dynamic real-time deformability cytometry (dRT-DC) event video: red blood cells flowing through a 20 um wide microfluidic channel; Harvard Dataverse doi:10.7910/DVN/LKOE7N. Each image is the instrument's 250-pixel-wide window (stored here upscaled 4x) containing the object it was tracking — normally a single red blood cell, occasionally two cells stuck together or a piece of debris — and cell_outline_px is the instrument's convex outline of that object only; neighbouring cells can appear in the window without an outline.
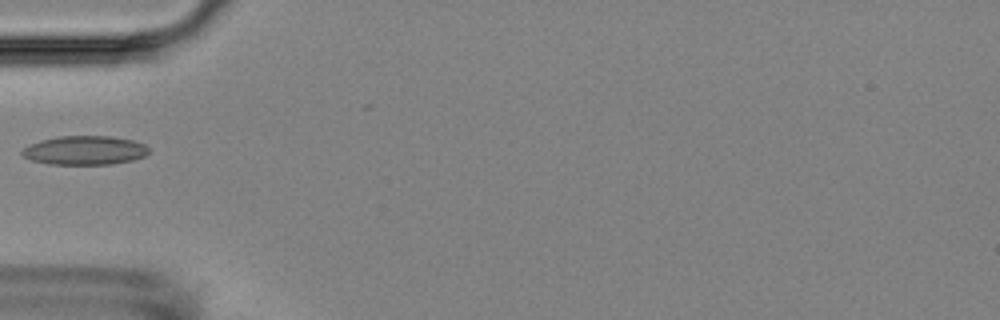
{"species": "Egyptian fruit bat (a non-hibernating species)", "species_latin": "Rousettus aegyptiacus", "temperature_condition": "room temperature", "stored_images_in_passage": 39, "camera_frame_rate_fps": 3000, "um_per_image_px": 0.085, "animal": {"sex": "female"}, "frame": {"image": 1, "passage_image": 1, "time_ms": 0.0, "image_size_px": [1000, 320], "cell_outline_px": [[148, 152], [144, 156], [132, 160], [112, 164], [48, 164], [32, 160], [24, 156], [20, 152], [24, 148], [40, 140], [56, 136], [112, 136], [132, 140], [144, 144], [148, 148]], "centroid_in_image_um": [7.2, 12.77], "position_along_channel_um": 77.8, "area_um2": 21.27}}
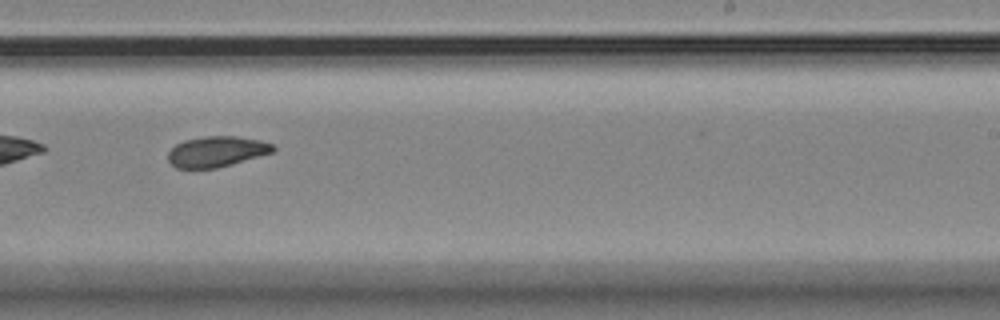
{"frame": {"image": 2, "passage_image": 17, "time_ms": 5.333, "image_size_px": [1000, 320], "cell_outline_px": [[276, 148], [272, 152], [232, 164], [216, 168], [176, 168], [168, 160], [168, 152], [176, 144], [184, 140], [204, 136], [236, 136], [260, 140], [272, 144]], "centroid_in_image_um": [18.39, 12.88], "position_along_channel_um": 270.6, "area_um2": 18.61}}
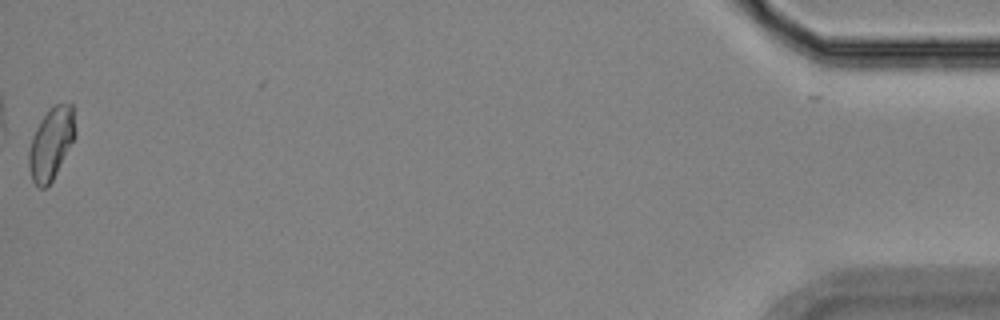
{"frame": {"image": 3, "passage_image": 38, "time_ms": 12.333, "image_size_px": [1000, 320], "cell_outline_px": [[76, 136], [52, 180], [44, 188], [40, 188], [32, 180], [28, 168], [28, 152], [32, 136], [40, 120], [48, 108], [52, 104], [72, 104], [76, 132]], "centroid_in_image_um": [4.33, 12.17], "position_along_channel_um": 430.9, "area_um2": 19.48}}